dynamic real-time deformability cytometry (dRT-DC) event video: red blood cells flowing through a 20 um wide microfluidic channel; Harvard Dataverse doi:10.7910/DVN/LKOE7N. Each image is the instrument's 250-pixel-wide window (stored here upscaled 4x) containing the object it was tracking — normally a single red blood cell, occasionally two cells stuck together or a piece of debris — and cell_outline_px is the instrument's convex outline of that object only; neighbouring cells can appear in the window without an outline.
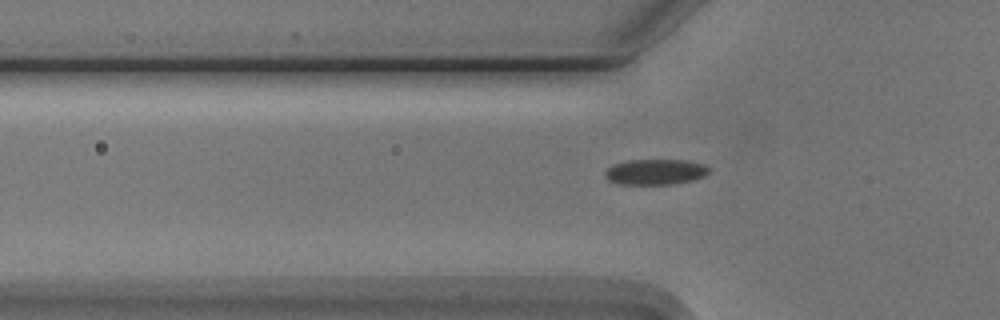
{"species": "Egyptian fruit bat (a non-hibernating species)", "species_latin": "Rousettus aegyptiacus", "temperature_condition": "cold", "stored_images_in_passage": 39, "camera_frame_rate_fps": 3000, "um_per_image_px": 0.085, "animal": {"sex": "male"}, "frame": {"image": 1, "passage_image": 6, "time_ms": 1.667, "image_size_px": [1000, 320], "cell_outline_px": [[712, 168], [704, 176], [692, 180], [676, 184], [616, 184], [608, 180], [604, 176], [604, 172], [612, 164], [628, 160], [688, 160], [704, 164]], "centroid_in_image_um": [55.7, 14.61], "position_along_channel_um": 70.1, "area_um2": 15.72}}
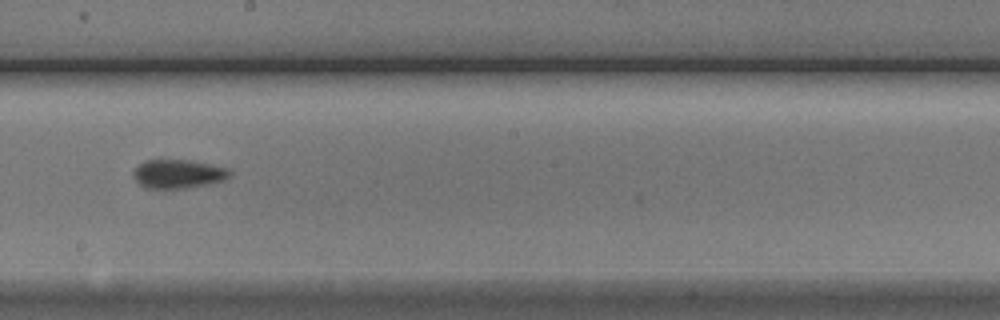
{"frame": {"image": 2, "passage_image": 19, "time_ms": 6.0, "image_size_px": [1000, 320], "cell_outline_px": [[232, 176], [224, 180], [208, 184], [188, 188], [144, 188], [132, 176], [132, 172], [144, 160], [188, 160], [212, 164], [228, 168], [232, 172]], "centroid_in_image_um": [15.17, 14.78], "position_along_channel_um": 233.0, "area_um2": 16.3}}
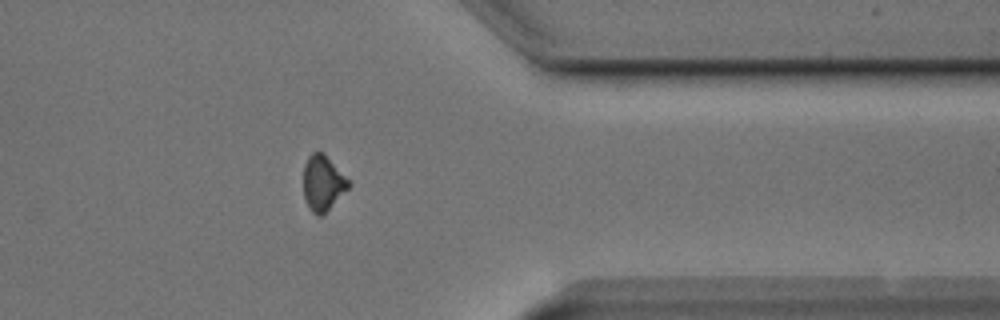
{"frame": {"image": 3, "passage_image": 32, "time_ms": 10.333, "image_size_px": [1000, 320], "cell_outline_px": [[352, 184], [320, 216], [316, 216], [312, 212], [304, 196], [304, 164], [308, 156], [312, 152], [324, 152], [352, 180]], "centroid_in_image_um": [27.48, 15.49], "position_along_channel_um": 383.9, "area_um2": 14.62}}